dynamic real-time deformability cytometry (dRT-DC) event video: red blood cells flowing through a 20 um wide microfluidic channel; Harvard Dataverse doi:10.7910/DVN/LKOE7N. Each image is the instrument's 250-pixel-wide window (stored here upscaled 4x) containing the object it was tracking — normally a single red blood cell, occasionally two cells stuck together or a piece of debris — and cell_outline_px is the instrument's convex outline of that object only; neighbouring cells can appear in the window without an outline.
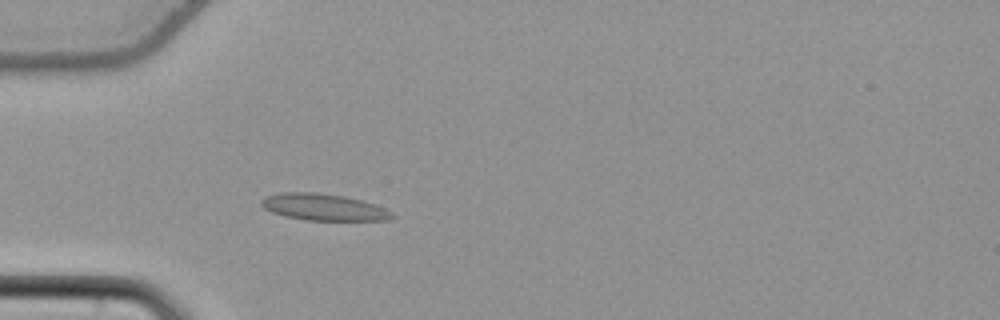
{"species": "common noctule bat (a hibernating species)", "species_latin": "Nyctalus noctula", "temperature_condition": "cold", "stored_images_in_passage": 54, "camera_frame_rate_fps": 3000, "um_per_image_px": 0.085, "animal": {"sex": "female", "body_mass_g": 22.7, "forearm_length_mm": 54.2}, "frame": {"image": 1, "passage_image": 16, "time_ms": 5.0, "image_size_px": [1000, 320], "cell_outline_px": [[396, 216], [388, 220], [308, 220], [284, 216], [272, 212], [264, 208], [260, 204], [260, 200], [264, 196], [280, 192], [316, 192], [344, 196], [360, 200], [384, 208], [392, 212]], "centroid_in_image_um": [27.46, 17.6], "position_along_channel_um": 57.5, "area_um2": 20.29}}
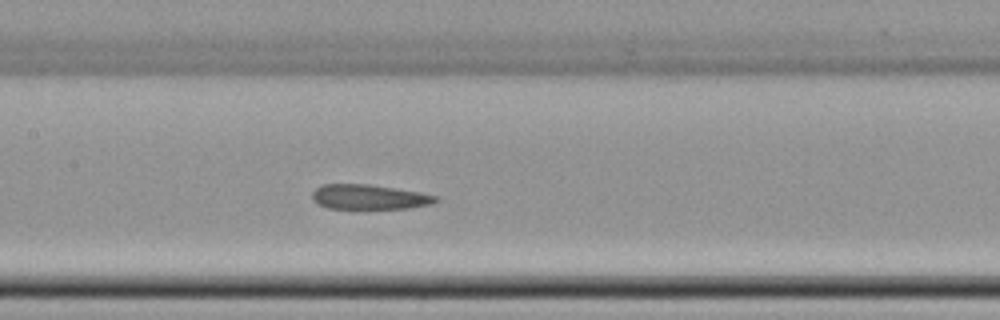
{"frame": {"image": 2, "passage_image": 26, "time_ms": 8.333, "image_size_px": [1000, 320], "cell_outline_px": [[440, 200], [432, 204], [408, 208], [328, 208], [312, 200], [312, 192], [320, 184], [368, 184], [396, 188], [420, 192], [440, 196]], "centroid_in_image_um": [31.42, 16.73], "position_along_channel_um": 176.0, "area_um2": 17.92}}
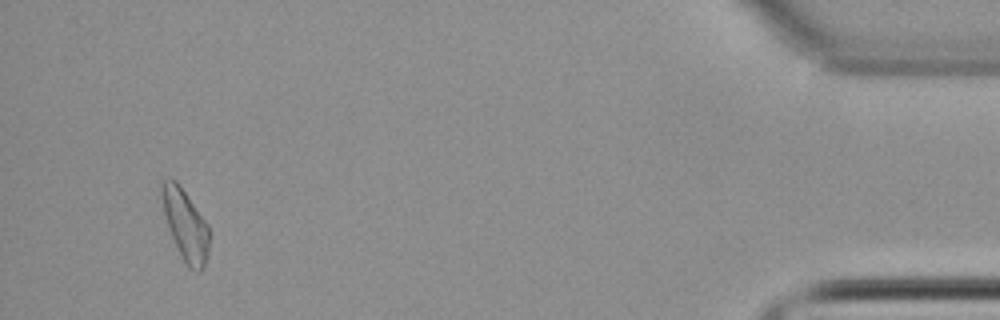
{"frame": {"image": 3, "passage_image": 51, "time_ms": 16.667, "image_size_px": [1000, 320], "cell_outline_px": [[208, 256], [204, 268], [200, 272], [196, 272], [188, 268], [180, 256], [172, 236], [164, 212], [160, 192], [160, 180], [172, 176], [176, 180], [208, 224]], "centroid_in_image_um": [15.74, 19.1], "position_along_channel_um": 419.5, "area_um2": 19.71}, "authors_computed_cell_mechanics": {"area_um2": 19.3052, "velocity_mm_per_s": 3.8154, "shape_relaxation_time_tau1_ms": null, "shape_relaxation_time_tau2_ms": 5.5111, "deformation_change_tau1": null, "deformation_change_tau2": 0.1348}}